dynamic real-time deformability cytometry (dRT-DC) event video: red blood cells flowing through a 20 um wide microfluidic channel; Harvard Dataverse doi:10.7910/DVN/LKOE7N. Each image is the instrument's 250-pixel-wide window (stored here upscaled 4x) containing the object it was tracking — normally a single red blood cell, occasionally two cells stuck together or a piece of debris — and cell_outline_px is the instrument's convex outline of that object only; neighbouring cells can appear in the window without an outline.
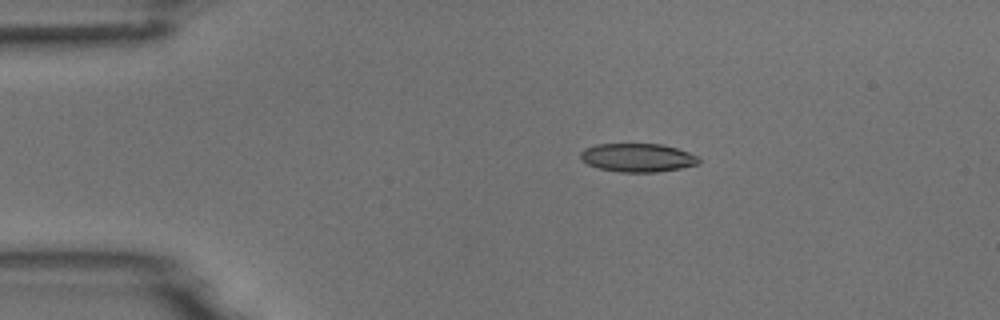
{"species": "common noctule bat (a hibernating species)", "species_latin": "Nyctalus noctula", "temperature_condition": "room temperature", "stored_images_in_passage": 4, "camera_frame_rate_fps": 3000, "um_per_image_px": 0.085, "animal": {"sex": "male", "body_mass_g": 18.8}, "frame": {"image": 1, "passage_image": 1, "time_ms": 0.0, "image_size_px": [1000, 320], "cell_outline_px": [[700, 164], [680, 168], [656, 172], [620, 172], [600, 168], [588, 164], [580, 160], [580, 152], [584, 148], [596, 144], [660, 144], [676, 148], [700, 156]], "centroid_in_image_um": [54.2, 13.4], "position_along_channel_um": 30.8, "area_um2": 19.71}}
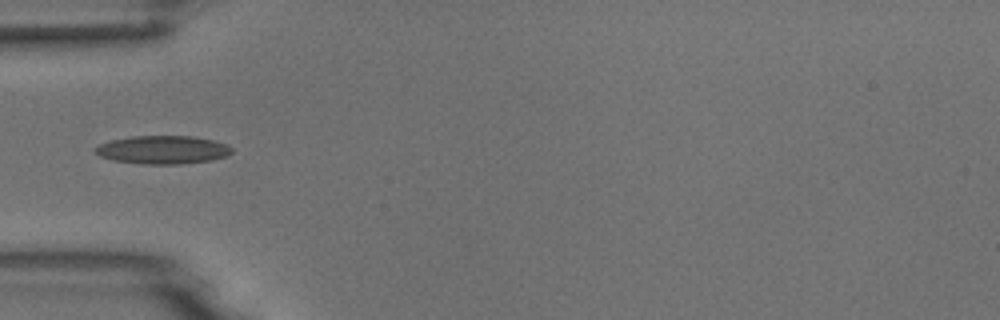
{"frame": {"image": 2, "passage_image": 3, "time_ms": 2.333, "image_size_px": [1000, 320], "cell_outline_px": [[232, 152], [228, 156], [212, 160], [180, 164], [144, 164], [112, 160], [100, 156], [92, 148], [100, 144], [112, 140], [132, 136], [192, 136], [212, 140], [224, 144], [232, 148]], "centroid_in_image_um": [13.83, 12.74], "position_along_channel_um": 71.2, "area_um2": 22.43}}